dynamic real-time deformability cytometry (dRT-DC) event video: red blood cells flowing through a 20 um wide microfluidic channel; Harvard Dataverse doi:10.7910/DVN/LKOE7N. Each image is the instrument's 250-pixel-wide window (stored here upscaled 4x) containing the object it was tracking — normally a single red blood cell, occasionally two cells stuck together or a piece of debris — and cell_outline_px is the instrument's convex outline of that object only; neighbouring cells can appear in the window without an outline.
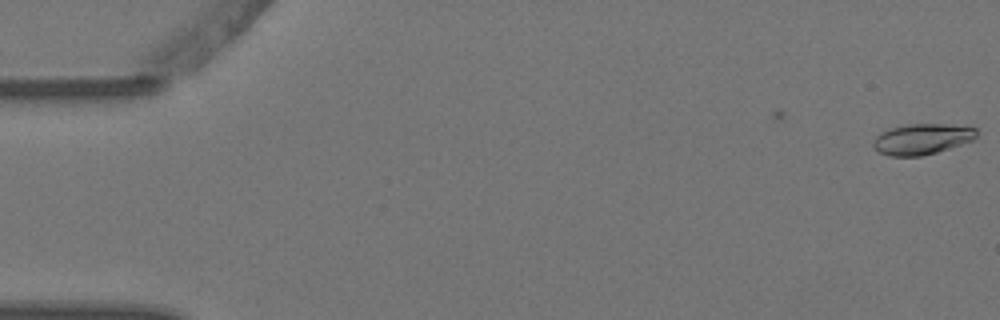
{"species": "Egyptian fruit bat (a non-hibernating species)", "species_latin": "Rousettus aegyptiacus", "temperature_condition": "warm", "stored_images_in_passage": 2, "camera_frame_rate_fps": 3000, "um_per_image_px": 0.085, "animal": {"sex": "female"}, "frame": {"image": 1, "passage_image": 2, "time_ms": 0.333, "image_size_px": [1000, 320], "cell_outline_px": [[976, 136], [972, 140], [936, 152], [920, 156], [888, 156], [880, 152], [872, 144], [876, 136], [880, 132], [888, 128], [908, 124], [952, 124], [976, 128]], "centroid_in_image_um": [78.34, 11.8], "position_along_channel_um": 6.7, "area_um2": 18.38}}